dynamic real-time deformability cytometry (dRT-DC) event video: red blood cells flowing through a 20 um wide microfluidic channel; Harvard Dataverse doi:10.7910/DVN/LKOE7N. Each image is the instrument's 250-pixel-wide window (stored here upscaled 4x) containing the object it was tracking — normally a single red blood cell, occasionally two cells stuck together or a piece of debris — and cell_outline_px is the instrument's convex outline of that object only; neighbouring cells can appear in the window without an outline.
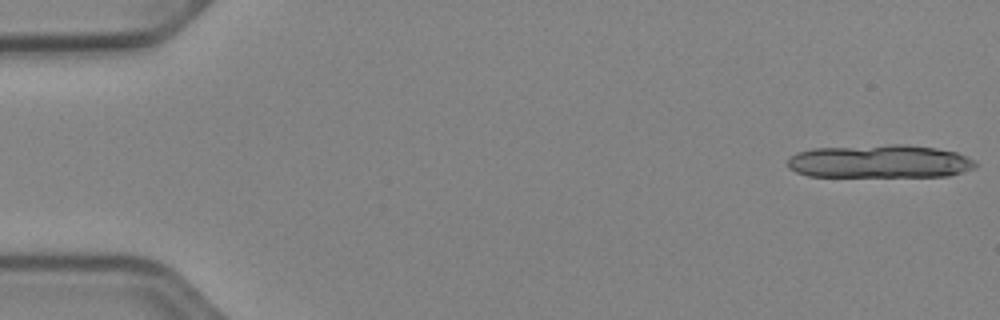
{"species": "Egyptian fruit bat (a non-hibernating species)", "species_latin": "Rousettus aegyptiacus", "temperature_condition": "cold", "stored_images_in_passage": 13, "camera_frame_rate_fps": 3000, "um_per_image_px": 0.085, "animal": {"sex": "female"}, "frame": {"image": 1, "passage_image": 1, "time_ms": 0.0, "image_size_px": [1000, 320], "cell_outline_px": [[976, 168], [964, 172], [948, 176], [808, 176], [796, 172], [788, 168], [788, 160], [796, 152], [812, 148], [888, 144], [908, 144], [936, 148], [956, 152], [976, 160]], "centroid_in_image_um": [74.8, 13.71], "position_along_channel_um": 10.2, "area_um2": 36.7}}